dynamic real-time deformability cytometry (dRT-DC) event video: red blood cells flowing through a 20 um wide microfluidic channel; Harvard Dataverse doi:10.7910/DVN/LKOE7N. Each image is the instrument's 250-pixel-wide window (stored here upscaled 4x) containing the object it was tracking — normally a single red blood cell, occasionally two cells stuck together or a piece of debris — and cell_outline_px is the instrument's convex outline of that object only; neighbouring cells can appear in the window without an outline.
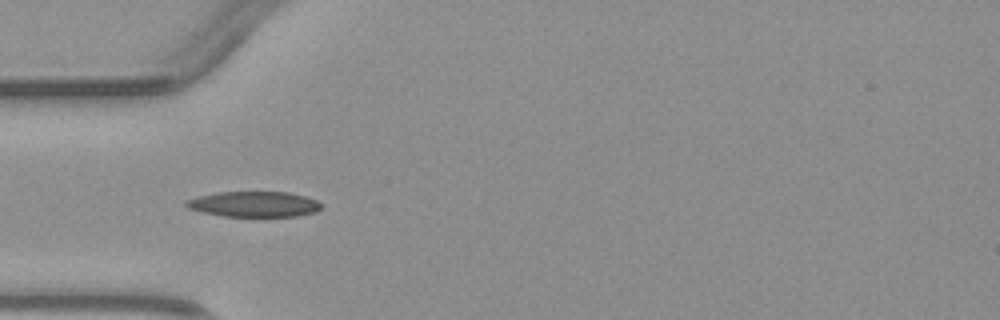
{"species": "common noctule bat (a hibernating species)", "species_latin": "Nyctalus noctula", "temperature_condition": "warm", "stored_images_in_passage": 5, "camera_frame_rate_fps": 3000, "um_per_image_px": 0.085, "animal": {"sex": "male", "body_mass_g": 23.1, "forearm_length_mm": 52.7}, "frame": {"image": 1, "passage_image": 4, "time_ms": 3.667, "image_size_px": [1000, 320], "cell_outline_px": [[320, 208], [316, 212], [296, 216], [224, 216], [204, 212], [188, 208], [184, 204], [184, 200], [196, 196], [216, 192], [288, 192], [304, 196], [316, 200], [320, 204]], "centroid_in_image_um": [21.54, 17.34], "position_along_channel_um": 63.5, "area_um2": 20.0}}
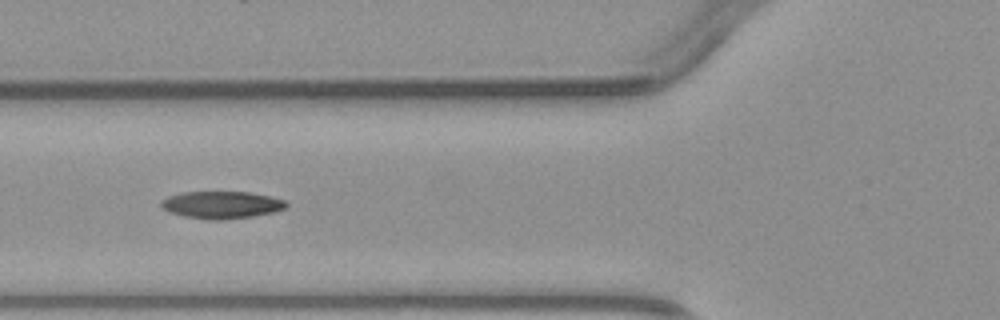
{"frame": {"image": 2, "passage_image": 5, "time_ms": 4.667, "image_size_px": [1000, 320], "cell_outline_px": [[288, 204], [284, 208], [272, 212], [252, 216], [224, 220], [208, 220], [184, 216], [168, 212], [160, 204], [160, 200], [168, 196], [184, 192], [248, 192], [268, 196], [284, 200]], "centroid_in_image_um": [18.78, 17.42], "position_along_channel_um": 107.0, "area_um2": 19.77}}